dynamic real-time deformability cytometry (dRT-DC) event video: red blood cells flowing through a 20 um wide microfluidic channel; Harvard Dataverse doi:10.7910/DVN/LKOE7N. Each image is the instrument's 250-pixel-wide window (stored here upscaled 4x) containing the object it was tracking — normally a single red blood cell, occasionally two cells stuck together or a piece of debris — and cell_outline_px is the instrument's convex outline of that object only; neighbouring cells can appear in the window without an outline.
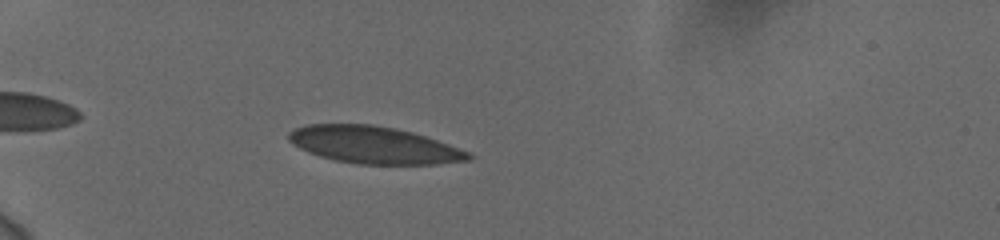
{"species": "human", "species_latin": "Homo sapiens", "temperature_condition": "cold", "stored_images_in_passage": 43, "camera_frame_rate_fps": 3000, "um_per_image_px": 0.085, "donor": {"sex": "female"}, "frame": {"image": 1, "passage_image": 5, "time_ms": 1.333, "image_size_px": [1000, 240], "cell_outline_px": [[476, 156], [472, 160], [436, 164], [360, 164], [336, 160], [320, 156], [308, 152], [292, 144], [288, 140], [288, 132], [296, 128], [308, 124], [372, 124], [412, 132], [448, 144], [468, 152]], "centroid_in_image_um": [31.78, 12.33], "position_along_channel_um": 53.2, "area_um2": 38.73}}
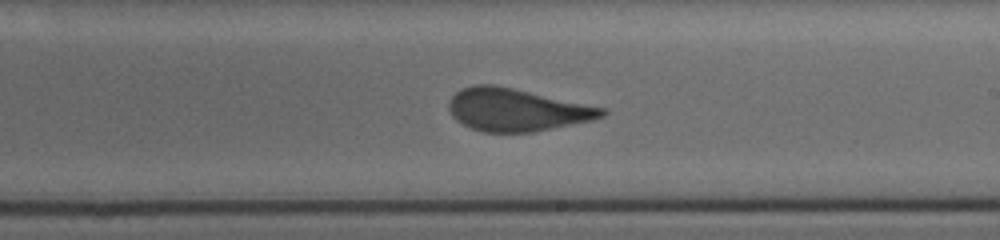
{"frame": {"image": 2, "passage_image": 23, "time_ms": 7.333, "image_size_px": [1000, 240], "cell_outline_px": [[608, 112], [604, 116], [592, 120], [532, 132], [484, 132], [472, 128], [456, 120], [452, 116], [448, 108], [448, 104], [452, 96], [460, 88], [472, 84], [492, 84], [512, 88], [608, 108]], "centroid_in_image_um": [43.92, 9.32], "position_along_channel_um": 245.1, "area_um2": 37.97}}
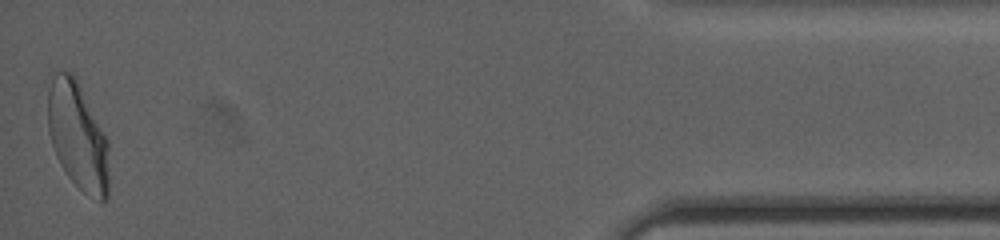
{"frame": {"image": 3, "passage_image": 43, "time_ms": 14.0, "image_size_px": [1000, 240], "cell_outline_px": [[108, 196], [100, 204], [84, 192], [68, 176], [60, 164], [56, 156], [48, 132], [48, 92], [52, 80], [56, 72], [72, 72], [76, 76], [108, 140]], "centroid_in_image_um": [6.62, 11.58], "position_along_channel_um": 428.6, "area_um2": 38.38}, "authors_computed_cell_mechanics": {"area_um2": 38.5526, "velocity_mm_per_s": 3.7169, "shape_relaxation_time_tau1_ms": 8.147, "shape_relaxation_time_tau2_ms": null, "deformation_change_tau1": 0.1978, "deformation_change_tau2": null}}